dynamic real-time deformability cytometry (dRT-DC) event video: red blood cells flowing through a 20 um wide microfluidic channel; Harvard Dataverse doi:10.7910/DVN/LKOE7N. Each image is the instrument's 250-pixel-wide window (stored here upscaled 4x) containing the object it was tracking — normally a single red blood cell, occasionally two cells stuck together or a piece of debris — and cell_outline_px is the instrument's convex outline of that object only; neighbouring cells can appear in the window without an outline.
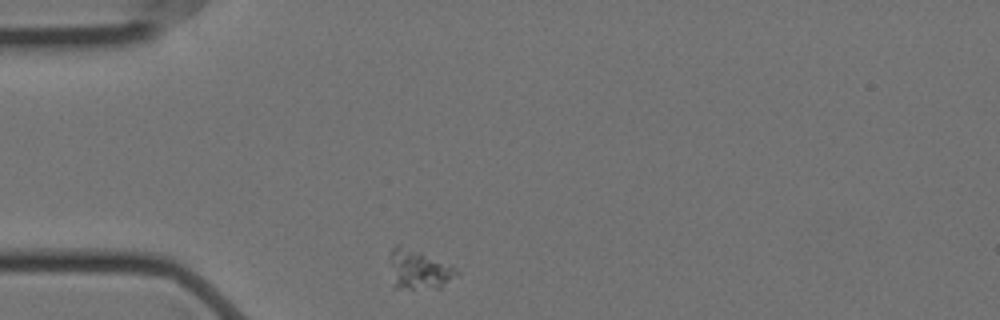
{"species": "Egyptian fruit bat (a non-hibernating species)", "species_latin": "Rousettus aegyptiacus", "temperature_condition": "cold", "stored_images_in_passage": 35, "camera_frame_rate_fps": 3000, "um_per_image_px": 0.085, "animal": {"sex": "female"}, "frame": {"image": 1, "passage_image": 1, "time_ms": 0.0, "image_size_px": [1000, 320], "cell_outline_px": [[460, 272], [440, 288], [392, 288], [388, 256], [392, 248], [396, 244], [400, 244], [420, 252], [456, 268]], "centroid_in_image_um": [35.5, 22.91], "position_along_channel_um": 49.5, "area_um2": 15.49}}
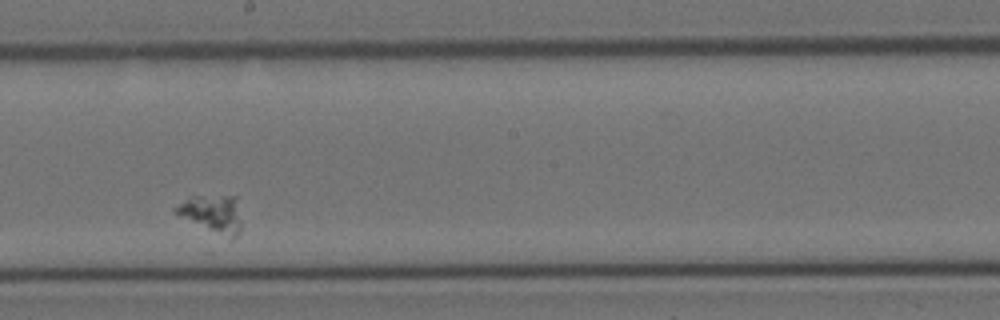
{"frame": {"image": 2, "passage_image": 20, "time_ms": 6.333, "image_size_px": [1000, 320], "cell_outline_px": [[240, 232], [232, 240], [180, 216], [172, 212], [172, 208], [192, 196], [236, 196], [240, 224]], "centroid_in_image_um": [18.04, 18.17], "position_along_channel_um": 230.2, "area_um2": 14.1}}
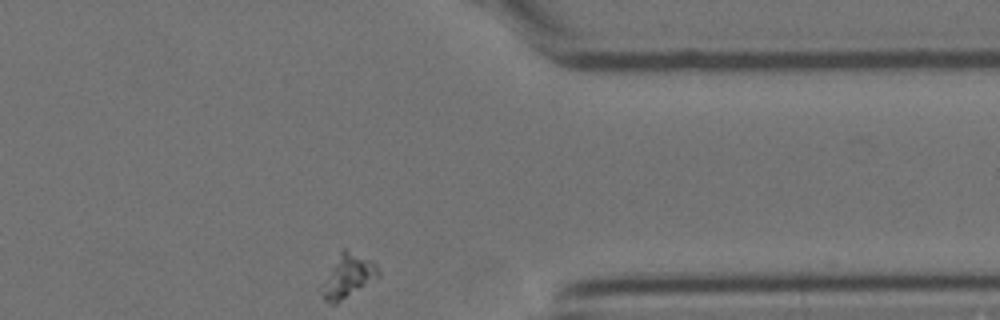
{"frame": {"image": 3, "passage_image": 35, "time_ms": 11.333, "image_size_px": [1000, 320], "cell_outline_px": [[380, 276], [336, 304], [332, 304], [324, 300], [324, 284], [340, 252], [344, 248], [372, 260], [376, 264], [380, 272]], "centroid_in_image_um": [29.66, 23.46], "position_along_channel_um": 381.7, "area_um2": 13.53}}